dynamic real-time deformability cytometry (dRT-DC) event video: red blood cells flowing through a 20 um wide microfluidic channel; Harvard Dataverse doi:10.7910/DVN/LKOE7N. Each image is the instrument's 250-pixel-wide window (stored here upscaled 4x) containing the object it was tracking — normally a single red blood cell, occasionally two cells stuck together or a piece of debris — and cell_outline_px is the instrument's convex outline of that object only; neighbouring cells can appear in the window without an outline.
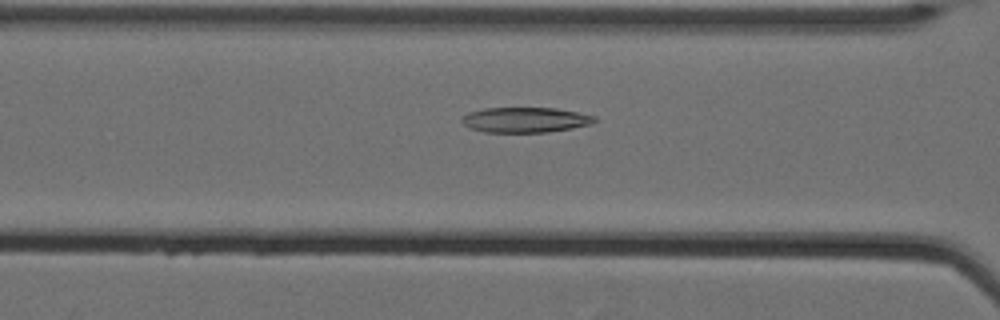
{"species": "Egyptian fruit bat (a non-hibernating species)", "species_latin": "Rousettus aegyptiacus", "temperature_condition": "cold", "stored_images_in_passage": 59, "camera_frame_rate_fps": 3000, "um_per_image_px": 0.085, "animal": {"sex": "female"}, "frame": {"image": 1, "passage_image": 30, "time_ms": 9.667, "image_size_px": [1000, 320], "cell_outline_px": [[596, 120], [592, 124], [572, 128], [548, 132], [484, 132], [472, 128], [464, 124], [460, 120], [460, 116], [468, 112], [484, 108], [556, 108], [596, 116]], "centroid_in_image_um": [44.63, 10.18], "position_along_channel_um": 122.0, "area_um2": 19.54}}
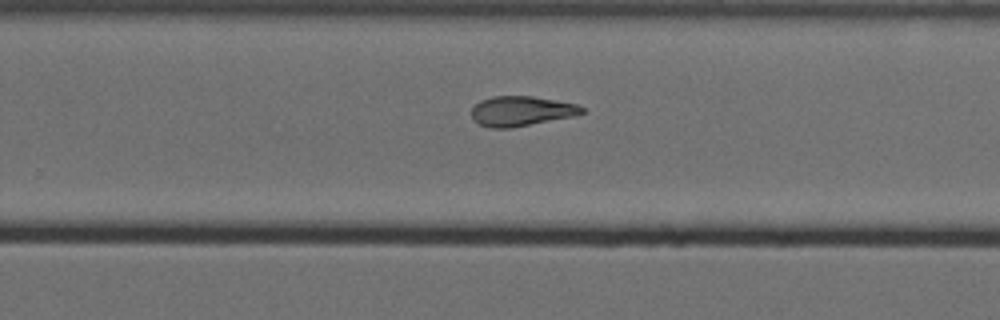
{"frame": {"image": 2, "passage_image": 44, "time_ms": 14.333, "image_size_px": [1000, 320], "cell_outline_px": [[584, 112], [572, 116], [508, 128], [492, 128], [480, 124], [472, 120], [472, 108], [480, 100], [492, 96], [532, 96], [576, 104], [584, 108]], "centroid_in_image_um": [44.26, 9.43], "position_along_channel_um": 285.5, "area_um2": 18.9}}
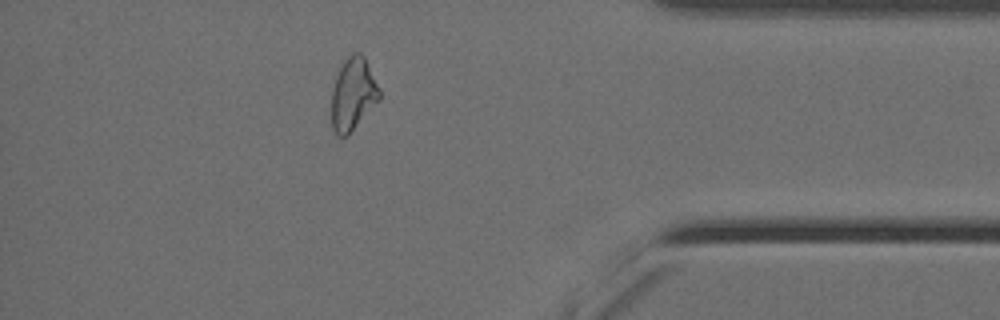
{"frame": {"image": 3, "passage_image": 56, "time_ms": 18.333, "image_size_px": [1000, 320], "cell_outline_px": [[380, 100], [348, 136], [336, 136], [332, 128], [332, 88], [336, 76], [344, 60], [352, 52], [360, 52], [364, 56], [380, 88]], "centroid_in_image_um": [30.02, 8.01], "position_along_channel_um": 405.2, "area_um2": 20.46}}